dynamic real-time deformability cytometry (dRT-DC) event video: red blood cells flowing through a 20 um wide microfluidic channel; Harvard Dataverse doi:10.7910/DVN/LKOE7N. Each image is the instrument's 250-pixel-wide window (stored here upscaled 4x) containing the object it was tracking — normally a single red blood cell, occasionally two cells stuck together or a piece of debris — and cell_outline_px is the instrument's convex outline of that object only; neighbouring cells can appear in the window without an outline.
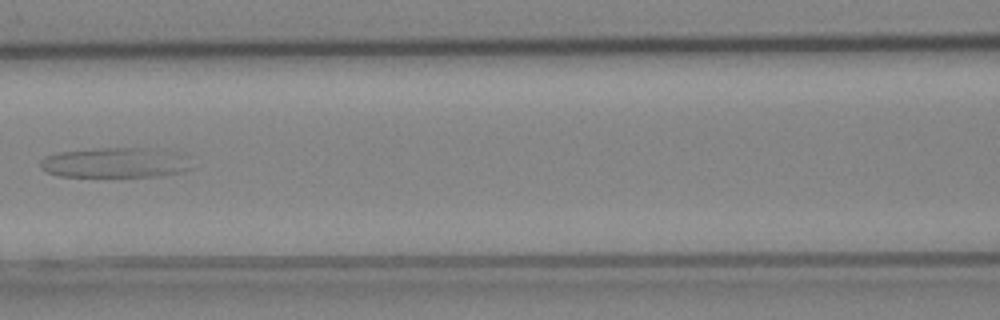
{"species": "Egyptian fruit bat (a non-hibernating species)", "species_latin": "Rousettus aegyptiacus", "temperature_condition": "cold", "stored_images_in_passage": 10, "camera_frame_rate_fps": 3000, "um_per_image_px": 0.085, "animal": {"sex": "female"}, "frame": {"image": 1, "passage_image": 6, "time_ms": 1.667, "image_size_px": [1000, 320], "cell_outline_px": [[188, 168], [180, 172], [156, 176], [60, 176], [48, 172], [40, 168], [40, 160], [44, 156], [60, 152], [96, 148], [152, 148], [160, 152]], "centroid_in_image_um": [9.41, 13.84], "position_along_channel_um": 157.2, "area_um2": 24.68}}